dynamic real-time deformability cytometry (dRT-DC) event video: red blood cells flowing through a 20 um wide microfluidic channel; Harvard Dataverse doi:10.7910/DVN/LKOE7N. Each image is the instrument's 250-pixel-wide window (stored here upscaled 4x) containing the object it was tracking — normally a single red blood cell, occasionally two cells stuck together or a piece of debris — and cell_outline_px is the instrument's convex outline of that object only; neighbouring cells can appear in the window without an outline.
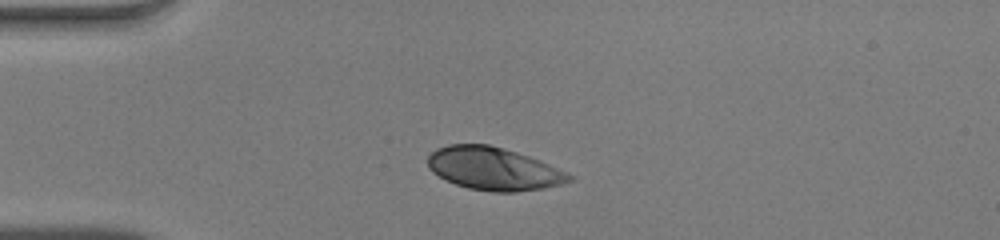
{"species": "human", "species_latin": "Homo sapiens", "temperature_condition": "warm", "stored_images_in_passage": 32, "camera_frame_rate_fps": 3000, "um_per_image_px": 0.085, "donor": {"sex": "male"}, "frame": {"image": 1, "passage_image": 1, "time_ms": 0.0, "image_size_px": [1000, 240], "cell_outline_px": [[576, 176], [572, 180], [560, 184], [544, 188], [516, 192], [492, 192], [468, 188], [456, 184], [432, 172], [428, 168], [428, 156], [436, 148], [448, 144], [488, 144], [504, 148], [540, 160], [568, 172]], "centroid_in_image_um": [41.98, 14.34], "position_along_channel_um": 43.0, "area_um2": 35.37}}
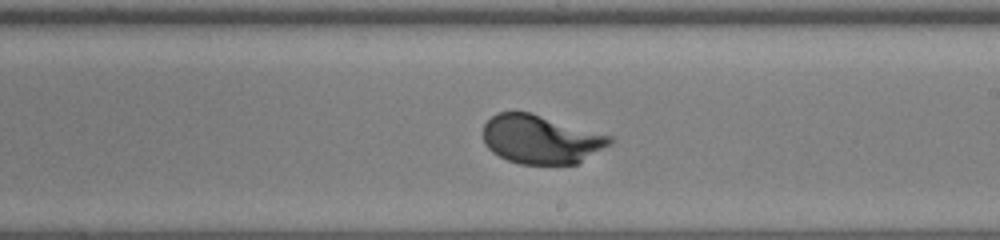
{"frame": {"image": 2, "passage_image": 18, "time_ms": 5.667, "image_size_px": [1000, 240], "cell_outline_px": [[612, 144], [576, 164], [520, 164], [508, 160], [492, 152], [484, 144], [484, 124], [496, 112], [528, 112], [612, 136]], "centroid_in_image_um": [45.96, 11.85], "position_along_channel_um": 243.0, "area_um2": 35.66}}
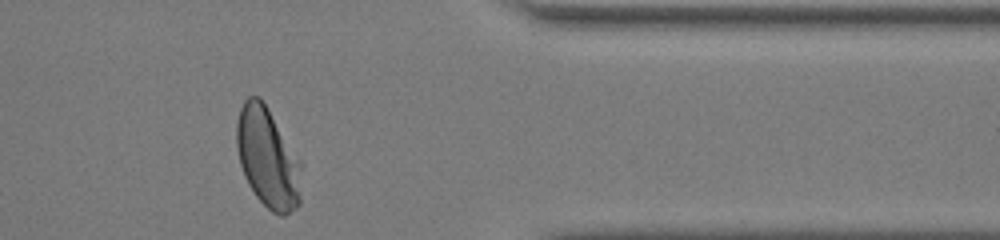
{"frame": {"image": 3, "passage_image": 30, "time_ms": 9.667, "image_size_px": [1000, 240], "cell_outline_px": [[300, 204], [296, 208], [284, 216], [280, 216], [272, 212], [256, 196], [248, 184], [244, 176], [240, 164], [236, 148], [236, 120], [240, 108], [244, 100], [248, 96], [260, 96], [268, 108], [300, 160]], "centroid_in_image_um": [22.73, 13.41], "position_along_channel_um": 388.7, "area_um2": 37.8}, "authors_computed_cell_mechanics": {"area_um2": 36.5007, "velocity_mm_per_s": 4.0426, "shape_relaxation_time_tau1_ms": 1.8729, "shape_relaxation_time_tau2_ms": null, "deformation_change_tau1": 0.1523, "deformation_change_tau2": null}}